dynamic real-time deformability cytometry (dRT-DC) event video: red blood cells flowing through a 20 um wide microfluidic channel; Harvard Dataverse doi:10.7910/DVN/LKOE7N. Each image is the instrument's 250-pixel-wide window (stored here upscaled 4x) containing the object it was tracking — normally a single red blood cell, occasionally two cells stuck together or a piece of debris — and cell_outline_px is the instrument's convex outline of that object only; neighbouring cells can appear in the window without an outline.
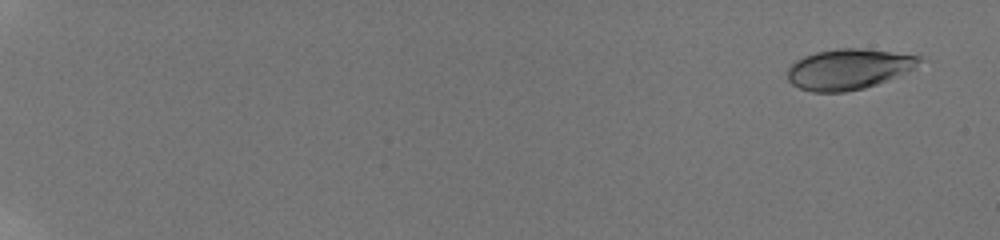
{"species": "human", "species_latin": "Homo sapiens", "temperature_condition": "room temperature", "stored_images_in_passage": 19, "camera_frame_rate_fps": 3000, "um_per_image_px": 0.085, "donor": {"sex": "male"}, "frame": {"image": 1, "passage_image": 3, "time_ms": 1.0, "image_size_px": [1000, 240], "cell_outline_px": [[924, 56], [916, 68], [876, 84], [864, 88], [844, 92], [812, 92], [800, 88], [792, 84], [788, 80], [788, 68], [796, 60], [804, 56], [816, 52], [836, 48], [860, 48]], "centroid_in_image_um": [72.13, 5.87], "position_along_channel_um": 12.9, "area_um2": 31.1}}
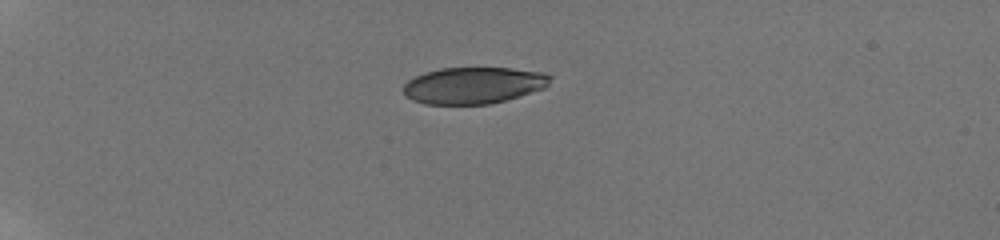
{"frame": {"image": 2, "passage_image": 14, "time_ms": 6.0, "image_size_px": [1000, 240], "cell_outline_px": [[552, 76], [548, 84], [544, 88], [504, 100], [488, 104], [424, 104], [412, 100], [404, 96], [404, 84], [408, 80], [424, 72], [440, 68], [512, 68], [544, 72]], "centroid_in_image_um": [40.22, 7.25], "position_along_channel_um": 44.8, "area_um2": 31.27}}
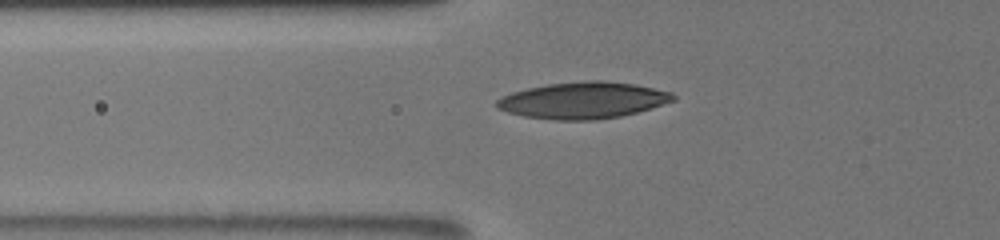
{"frame": {"image": 3, "passage_image": 18, "time_ms": 8.333, "image_size_px": [1000, 240], "cell_outline_px": [[676, 100], [652, 108], [620, 116], [596, 120], [556, 120], [524, 116], [508, 112], [496, 108], [492, 104], [500, 96], [512, 92], [528, 88], [548, 84], [588, 80], [604, 80], [636, 84], [672, 92], [676, 96]], "centroid_in_image_um": [49.55, 8.52], "position_along_channel_um": 76.2, "area_um2": 37.86}}